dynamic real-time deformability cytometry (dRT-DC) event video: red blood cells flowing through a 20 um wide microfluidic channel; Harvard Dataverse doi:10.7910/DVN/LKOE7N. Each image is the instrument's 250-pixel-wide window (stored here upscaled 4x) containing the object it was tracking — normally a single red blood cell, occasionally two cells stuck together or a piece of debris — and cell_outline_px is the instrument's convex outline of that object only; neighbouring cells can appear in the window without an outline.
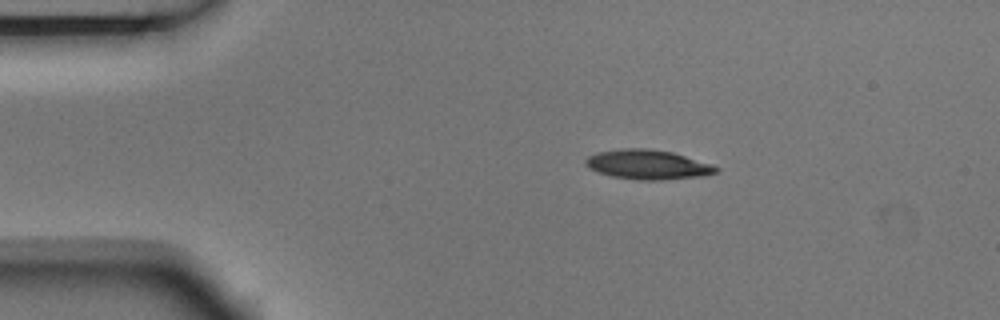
{"species": "Egyptian fruit bat (a non-hibernating species)", "species_latin": "Rousettus aegyptiacus", "temperature_condition": "room temperature", "stored_images_in_passage": 2, "camera_frame_rate_fps": 3000, "um_per_image_px": 0.085, "animal": {"sex": "male"}, "frame": {"image": 1, "passage_image": 1, "time_ms": 0.0, "image_size_px": [1000, 320], "cell_outline_px": [[720, 172], [704, 176], [664, 180], [640, 180], [612, 176], [588, 168], [584, 164], [584, 160], [588, 156], [596, 152], [620, 148], [648, 148], [672, 152], [712, 164], [720, 168]], "centroid_in_image_um": [55.08, 13.98], "position_along_channel_um": 29.9, "area_um2": 22.72}}